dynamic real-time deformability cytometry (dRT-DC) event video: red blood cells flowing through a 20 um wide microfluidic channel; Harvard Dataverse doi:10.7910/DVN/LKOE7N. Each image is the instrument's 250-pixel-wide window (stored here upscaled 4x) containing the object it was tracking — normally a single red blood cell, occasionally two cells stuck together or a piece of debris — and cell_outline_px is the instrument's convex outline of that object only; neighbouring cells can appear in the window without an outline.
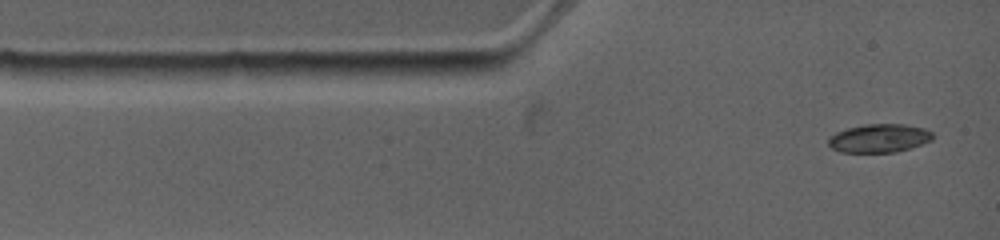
{"species": "common noctule bat (a hibernating species)", "species_latin": "Nyctalus noctula", "temperature_condition": "warm", "stored_images_in_passage": 5, "camera_frame_rate_fps": 4500, "um_per_image_px": 0.085, "animal": {"sex": "female", "body_mass_g": 19.0, "forearm_length_mm": 53.3}, "frame": {"image": 1, "passage_image": 1, "time_ms": 0.0, "image_size_px": [1000, 240], "cell_outline_px": [[932, 140], [912, 148], [896, 152], [840, 152], [832, 148], [828, 144], [828, 136], [836, 132], [848, 128], [868, 124], [904, 124], [924, 128], [932, 132]], "centroid_in_image_um": [74.73, 11.75], "position_along_channel_um": 10.3, "area_um2": 17.34}}
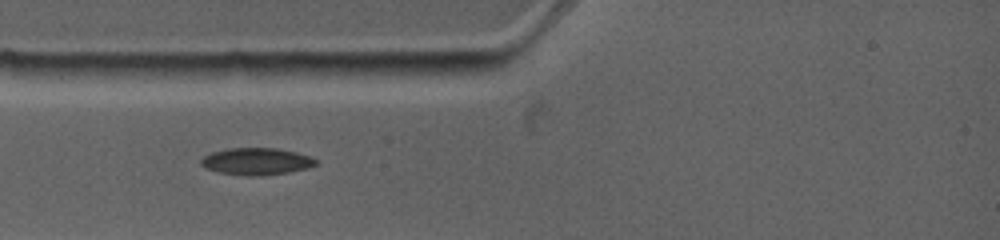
{"frame": {"image": 2, "passage_image": 4, "time_ms": 2.222, "image_size_px": [1000, 240], "cell_outline_px": [[320, 164], [308, 168], [288, 172], [256, 176], [248, 176], [220, 172], [204, 168], [200, 164], [200, 160], [204, 156], [212, 152], [228, 148], [276, 148], [296, 152], [320, 160]], "centroid_in_image_um": [21.82, 13.71], "position_along_channel_um": 63.2, "area_um2": 18.15}}
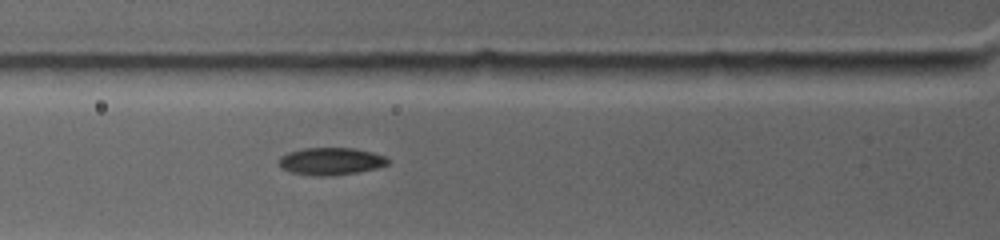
{"frame": {"image": 3, "passage_image": 5, "time_ms": 3.111, "image_size_px": [1000, 240], "cell_outline_px": [[388, 164], [376, 168], [356, 172], [332, 176], [312, 176], [292, 172], [280, 168], [280, 156], [288, 152], [304, 148], [356, 148], [372, 152], [384, 156], [388, 160]], "centroid_in_image_um": [28.1, 13.71], "position_along_channel_um": 97.7, "area_um2": 17.34}}